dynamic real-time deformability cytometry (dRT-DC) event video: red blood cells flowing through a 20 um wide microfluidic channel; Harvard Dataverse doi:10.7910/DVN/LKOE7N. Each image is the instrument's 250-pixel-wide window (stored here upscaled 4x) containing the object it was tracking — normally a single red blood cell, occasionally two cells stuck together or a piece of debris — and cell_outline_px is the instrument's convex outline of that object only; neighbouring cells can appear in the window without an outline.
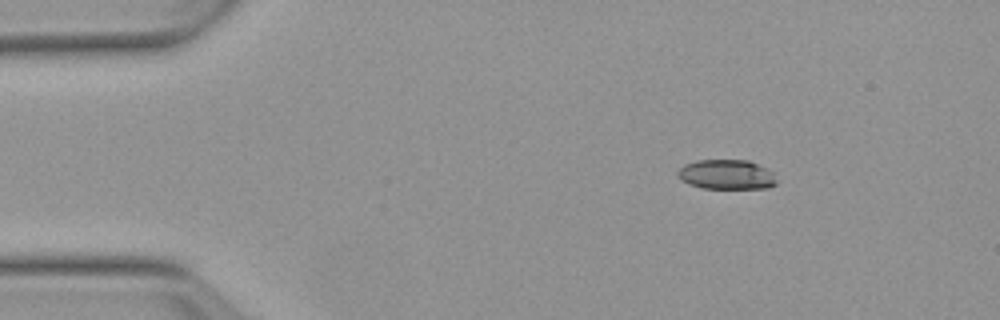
{"species": "Egyptian fruit bat (a non-hibernating species)", "species_latin": "Rousettus aegyptiacus", "temperature_condition": "warm", "stored_images_in_passage": 47, "camera_frame_rate_fps": 3000, "um_per_image_px": 0.085, "animal": {"sex": "female"}, "frame": {"image": 1, "passage_image": 1, "time_ms": 0.0, "image_size_px": [1000, 320], "cell_outline_px": [[776, 184], [768, 188], [700, 188], [688, 184], [680, 180], [676, 176], [676, 172], [684, 164], [696, 160], [748, 160], [768, 168], [772, 172], [776, 180]], "centroid_in_image_um": [61.72, 14.83], "position_along_channel_um": 23.3, "area_um2": 17.34}}
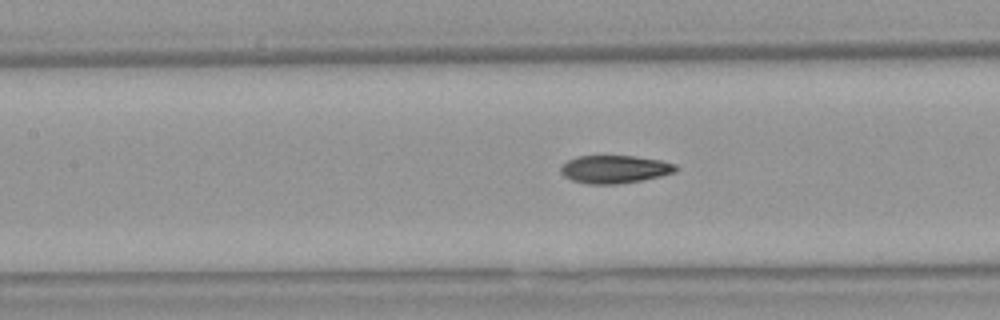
{"frame": {"image": 2, "passage_image": 17, "time_ms": 5.333, "image_size_px": [1000, 320], "cell_outline_px": [[680, 168], [676, 172], [660, 176], [640, 180], [616, 184], [588, 184], [572, 180], [564, 176], [560, 172], [560, 164], [576, 156], [632, 156], [660, 160], [676, 164]], "centroid_in_image_um": [52.23, 14.38], "position_along_channel_um": 155.2, "area_um2": 18.79}}
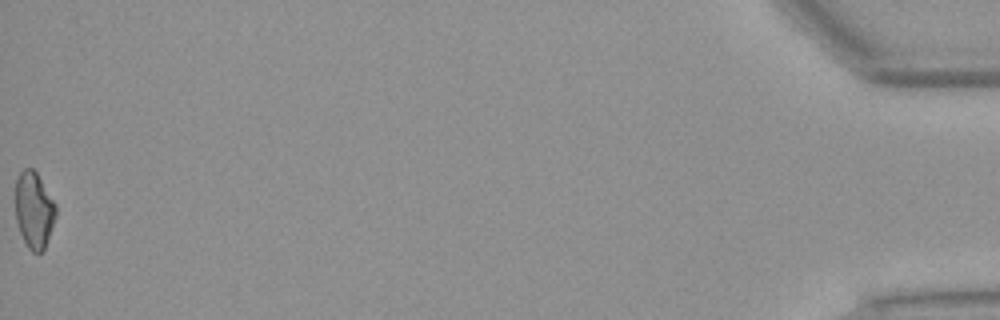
{"frame": {"image": 3, "passage_image": 47, "time_ms": 15.333, "image_size_px": [1000, 320], "cell_outline_px": [[56, 216], [44, 248], [40, 252], [32, 252], [28, 248], [20, 232], [16, 220], [16, 180], [20, 172], [24, 168], [32, 168], [36, 172], [56, 204]], "centroid_in_image_um": [2.89, 17.84], "position_along_channel_um": 432.3, "area_um2": 17.74}, "authors_computed_cell_mechanics": {"area_um2": 18.785, "velocity_mm_per_s": 3.8294, "shape_relaxation_time_tau1_ms": 6.3114, "shape_relaxation_time_tau2_ms": 2.7564, "deformation_change_tau1": 0.1947, "deformation_change_tau2": 0.1014}}